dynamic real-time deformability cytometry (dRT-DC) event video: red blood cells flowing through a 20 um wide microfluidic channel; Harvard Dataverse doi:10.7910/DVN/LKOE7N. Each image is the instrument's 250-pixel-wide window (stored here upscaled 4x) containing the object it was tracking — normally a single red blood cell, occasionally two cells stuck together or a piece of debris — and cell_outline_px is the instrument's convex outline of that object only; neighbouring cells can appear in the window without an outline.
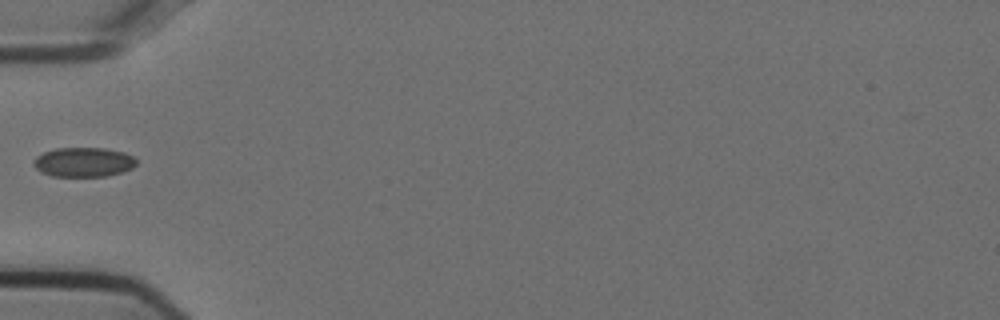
{"species": "Egyptian fruit bat (a non-hibernating species)", "species_latin": "Rousettus aegyptiacus", "temperature_condition": "cold", "stored_images_in_passage": 31, "camera_frame_rate_fps": 3000, "um_per_image_px": 0.085, "animal": {"sex": "female"}, "frame": {"image": 1, "passage_image": 1, "time_ms": 0.0, "image_size_px": [1000, 320], "cell_outline_px": [[136, 164], [132, 168], [120, 172], [104, 176], [52, 176], [40, 172], [32, 164], [36, 156], [44, 152], [56, 148], [104, 148], [124, 152], [132, 156], [136, 160]], "centroid_in_image_um": [7.07, 13.77], "position_along_channel_um": 77.9, "area_um2": 17.57}}
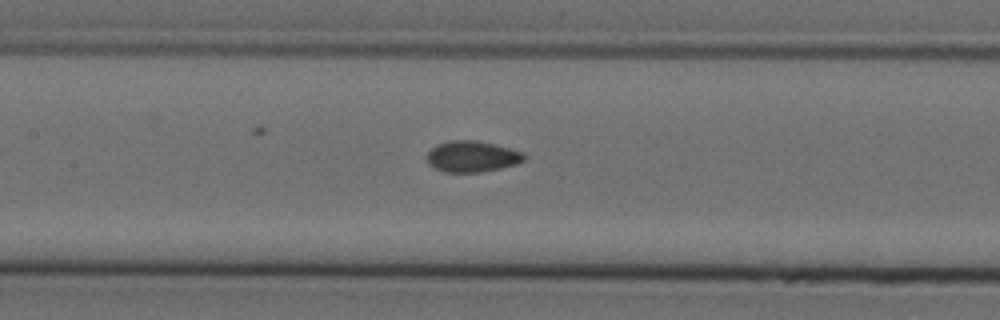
{"frame": {"image": 2, "passage_image": 8, "time_ms": 2.333, "image_size_px": [1000, 320], "cell_outline_px": [[524, 160], [516, 164], [500, 168], [480, 172], [444, 172], [428, 164], [424, 156], [436, 144], [452, 140], [476, 140], [524, 152]], "centroid_in_image_um": [40.07, 13.3], "position_along_channel_um": 167.3, "area_um2": 17.57}}
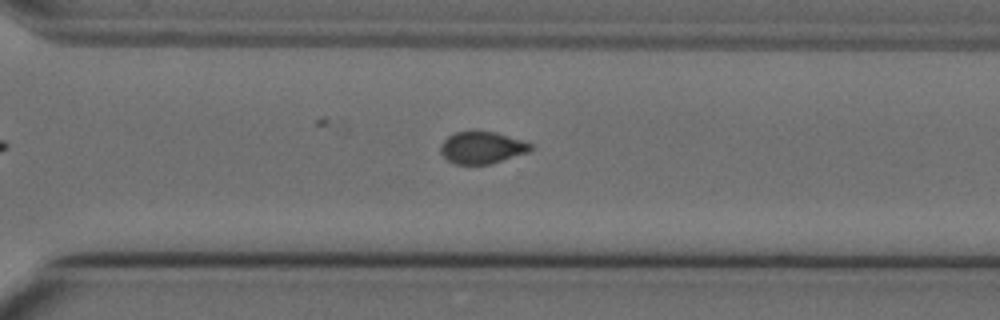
{"frame": {"image": 3, "passage_image": 21, "time_ms": 6.667, "image_size_px": [1000, 320], "cell_outline_px": [[532, 148], [528, 152], [488, 164], [456, 164], [448, 160], [440, 152], [440, 144], [448, 136], [456, 132], [496, 132], [532, 144]], "centroid_in_image_um": [40.93, 12.55], "position_along_channel_um": 329.7, "area_um2": 16.42}}